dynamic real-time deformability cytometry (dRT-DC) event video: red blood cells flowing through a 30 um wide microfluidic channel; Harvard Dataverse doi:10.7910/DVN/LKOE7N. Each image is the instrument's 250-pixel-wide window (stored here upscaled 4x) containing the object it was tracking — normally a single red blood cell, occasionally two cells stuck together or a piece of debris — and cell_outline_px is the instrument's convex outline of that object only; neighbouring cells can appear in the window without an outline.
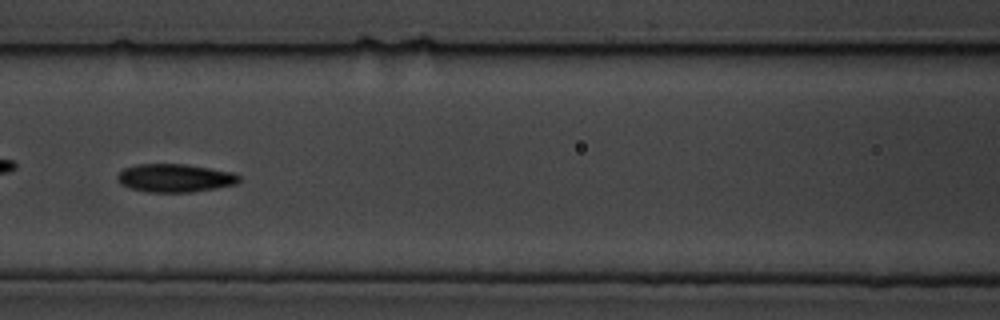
{"species": "common noctule bat (a hibernating species)", "species_latin": "Nyctalus noctula", "temperature_condition": "cold", "stored_images_in_passage": 15, "camera_frame_rate_fps": 3000, "um_per_image_px": 0.085, "animal": {"sex": "male", "body_mass_g": 19.5, "forearm_length_mm": 54.6}, "frame": {"image": 1, "passage_image": 7, "time_ms": 7.667, "image_size_px": [1000, 320], "cell_outline_px": [[240, 180], [236, 184], [216, 188], [192, 192], [148, 192], [128, 188], [120, 184], [116, 180], [116, 176], [124, 168], [136, 164], [184, 164], [232, 172], [240, 176]], "centroid_in_image_um": [14.82, 15.13], "position_along_channel_um": 151.8, "area_um2": 20.06}}
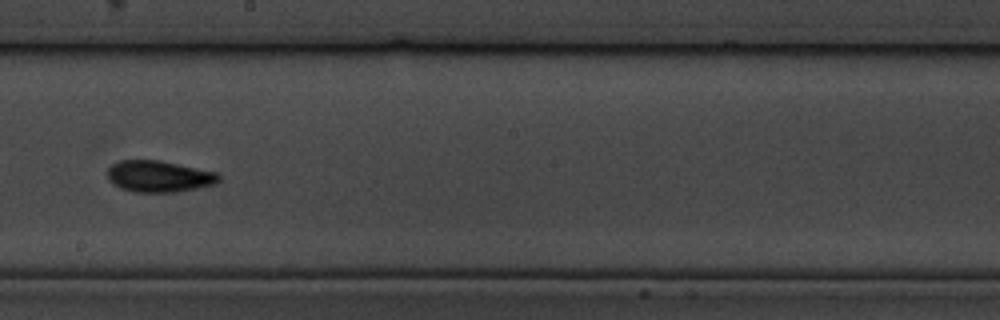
{"frame": {"image": 2, "passage_image": 9, "time_ms": 10.0, "image_size_px": [1000, 320], "cell_outline_px": [[220, 180], [216, 184], [176, 192], [136, 192], [120, 188], [112, 184], [108, 180], [108, 168], [112, 164], [120, 160], [160, 160], [216, 172], [220, 176]], "centroid_in_image_um": [13.5, 14.99], "position_along_channel_um": 234.7, "area_um2": 20.46}}
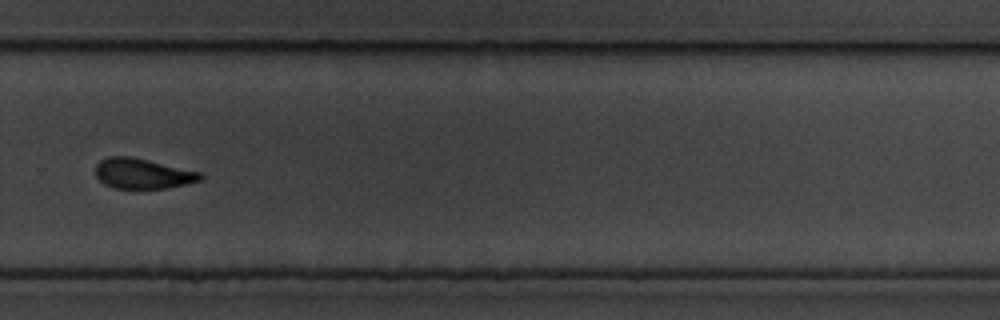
{"frame": {"image": 3, "passage_image": 11, "time_ms": 12.333, "image_size_px": [1000, 320], "cell_outline_px": [[204, 176], [200, 180], [168, 188], [112, 188], [104, 184], [96, 176], [96, 164], [100, 160], [108, 156], [132, 156], [200, 172]], "centroid_in_image_um": [12.09, 14.74], "position_along_channel_um": 317.7, "area_um2": 18.44}, "authors_computed_cell_mechanics": {"area_um2": 18.8428, "velocity_mm_per_s": 3.5581, "shape_relaxation_time_tau1_ms": 2.3949, "shape_relaxation_time_tau2_ms": null, "deformation_change_tau1": 0.0871, "deformation_change_tau2": null}}